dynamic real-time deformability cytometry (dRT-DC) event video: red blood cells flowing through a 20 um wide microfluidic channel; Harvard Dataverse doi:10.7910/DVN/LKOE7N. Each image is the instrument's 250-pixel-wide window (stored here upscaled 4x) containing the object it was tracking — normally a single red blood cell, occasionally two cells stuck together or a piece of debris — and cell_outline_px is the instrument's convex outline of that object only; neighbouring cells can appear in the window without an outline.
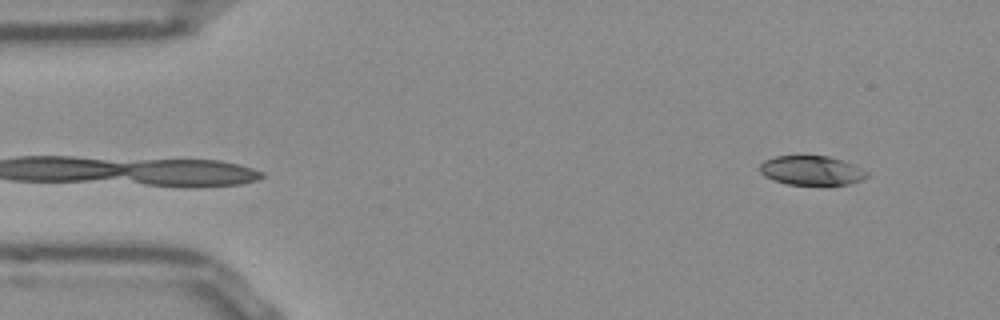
{"species": "Egyptian fruit bat (a non-hibernating species)", "species_latin": "Rousettus aegyptiacus", "temperature_condition": "room temperature", "stored_images_in_passage": 49, "camera_frame_rate_fps": 3000, "um_per_image_px": 0.085, "frame": {"image": 1, "passage_image": 1, "time_ms": 0.0, "image_size_px": [1000, 320], "cell_outline_px": [[868, 176], [864, 180], [848, 184], [788, 184], [772, 180], [764, 176], [760, 172], [760, 164], [764, 160], [776, 156], [828, 156], [852, 164], [868, 172]], "centroid_in_image_um": [68.96, 14.49], "position_along_channel_um": 16.0, "area_um2": 18.15}}
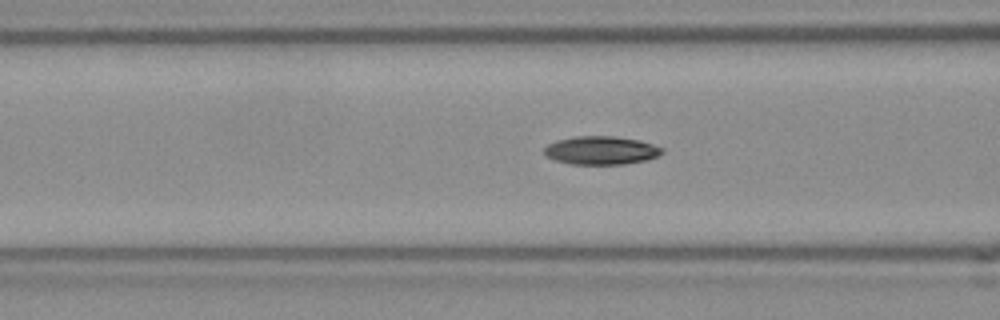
{"frame": {"image": 2, "passage_image": 16, "time_ms": 5.0, "image_size_px": [1000, 320], "cell_outline_px": [[664, 152], [656, 156], [644, 160], [624, 164], [572, 164], [556, 160], [544, 156], [544, 148], [548, 144], [556, 140], [572, 136], [616, 136], [640, 140], [664, 148]], "centroid_in_image_um": [51.07, 12.77], "position_along_channel_um": 115.5, "area_um2": 19.54}}
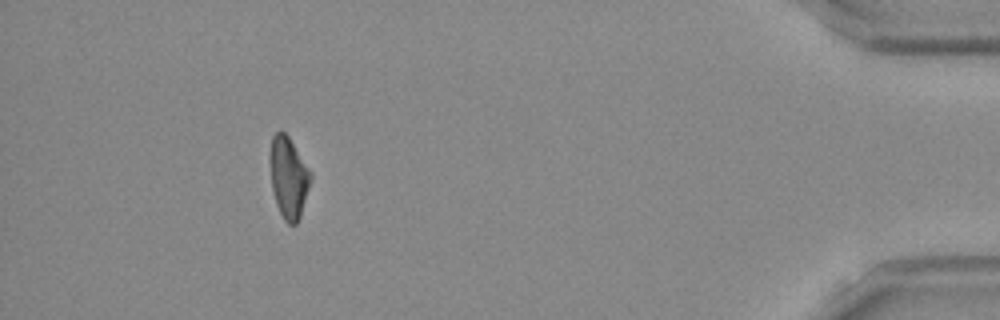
{"frame": {"image": 3, "passage_image": 44, "time_ms": 14.333, "image_size_px": [1000, 320], "cell_outline_px": [[312, 176], [300, 216], [296, 224], [288, 224], [284, 220], [276, 204], [272, 188], [268, 160], [268, 156], [272, 136], [280, 128], [288, 136], [312, 172]], "centroid_in_image_um": [24.49, 15.03], "position_along_channel_um": 410.7, "area_um2": 19.48}, "authors_computed_cell_mechanics": {"area_um2": 19.4208, "velocity_mm_per_s": 3.8443, "shape_relaxation_time_tau1_ms": 7.9559, "shape_relaxation_time_tau2_ms": 8.6328, "deformation_change_tau1": 0.182, "deformation_change_tau2": 0.1392}}